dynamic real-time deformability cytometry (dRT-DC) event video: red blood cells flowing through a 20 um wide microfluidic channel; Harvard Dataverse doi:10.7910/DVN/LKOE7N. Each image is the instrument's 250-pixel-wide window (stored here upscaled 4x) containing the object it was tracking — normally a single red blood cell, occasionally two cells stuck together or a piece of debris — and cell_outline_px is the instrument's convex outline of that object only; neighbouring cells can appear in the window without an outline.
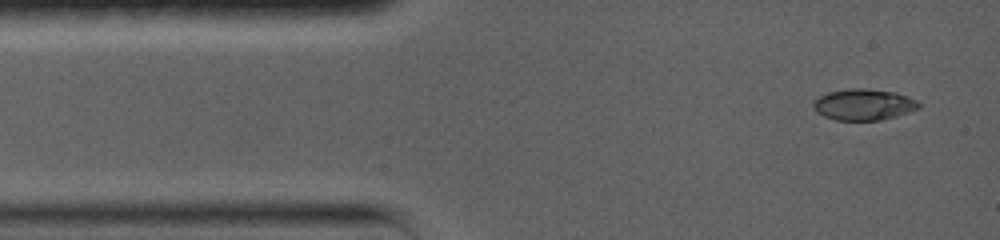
{"species": "common noctule bat (a hibernating species)", "species_latin": "Nyctalus noctula", "temperature_condition": "warm", "stored_images_in_passage": 9, "camera_frame_rate_fps": 5000, "um_per_image_px": 0.085, "animal": {"sex": "female", "body_mass_g": 19.0, "forearm_length_mm": 56.7}, "frame": {"image": 1, "passage_image": 1, "time_ms": 0.0, "image_size_px": [1000, 240], "cell_outline_px": [[920, 108], [896, 116], [880, 120], [836, 120], [824, 116], [816, 112], [812, 104], [820, 96], [828, 92], [848, 88], [864, 88], [896, 92], [908, 96], [916, 100], [920, 104]], "centroid_in_image_um": [73.42, 8.88], "position_along_channel_um": 11.6, "area_um2": 19.19}}
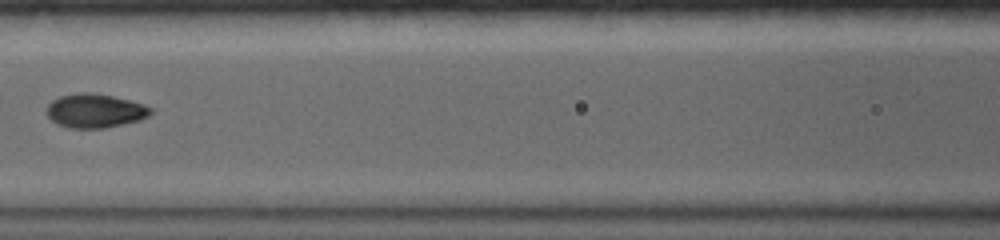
{"frame": {"image": 2, "passage_image": 6, "time_ms": 5.4, "image_size_px": [1000, 240], "cell_outline_px": [[152, 112], [148, 116], [140, 120], [104, 128], [72, 128], [60, 124], [52, 120], [48, 116], [48, 104], [52, 100], [60, 96], [76, 92], [92, 92], [112, 96], [144, 104], [152, 108]], "centroid_in_image_um": [8.09, 9.4], "position_along_channel_um": 158.5, "area_um2": 20.4}}
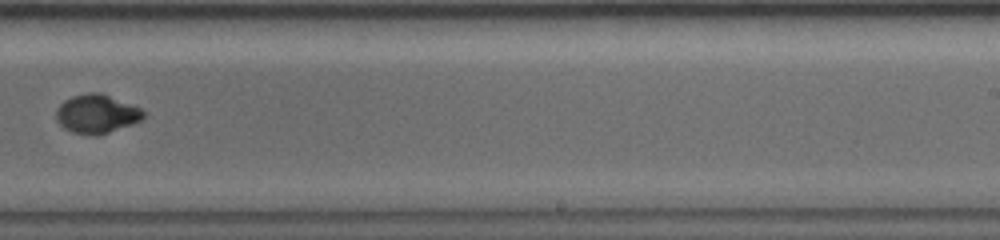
{"frame": {"image": 3, "passage_image": 9, "time_ms": 8.6, "image_size_px": [1000, 240], "cell_outline_px": [[144, 116], [140, 120], [108, 132], [76, 132], [60, 124], [56, 116], [56, 112], [60, 104], [64, 100], [72, 96], [88, 92], [100, 92], [140, 108], [144, 112]], "centroid_in_image_um": [8.21, 9.61], "position_along_channel_um": 280.8, "area_um2": 18.67}}